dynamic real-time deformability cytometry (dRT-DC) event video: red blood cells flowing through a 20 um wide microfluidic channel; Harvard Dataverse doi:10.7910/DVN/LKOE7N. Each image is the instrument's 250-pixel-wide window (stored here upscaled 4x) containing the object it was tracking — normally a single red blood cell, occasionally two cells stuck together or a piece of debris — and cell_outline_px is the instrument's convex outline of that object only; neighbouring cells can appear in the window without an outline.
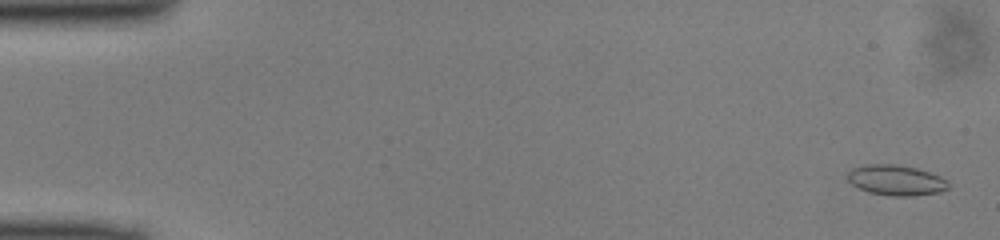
{"species": "common noctule bat (a hibernating species)", "species_latin": "Nyctalus noctula", "temperature_condition": "cold", "stored_images_in_passage": 51, "segment_of_instrument_passage": [1, 2], "camera_frame_rate_fps": 3000, "um_per_image_px": 0.085, "animal": {"sex": "male", "body_mass_g": 13.0, "forearm_length_mm": 53.1}, "frame": {"image": 1, "passage_image": 2, "time_ms": 0.333, "image_size_px": [1000, 240], "cell_outline_px": [[948, 188], [940, 192], [912, 196], [892, 196], [868, 192], [852, 184], [848, 180], [848, 172], [852, 168], [864, 164], [896, 164], [916, 168], [940, 176], [948, 180]], "centroid_in_image_um": [76.16, 15.31], "position_along_channel_um": 8.8, "area_um2": 17.86}}
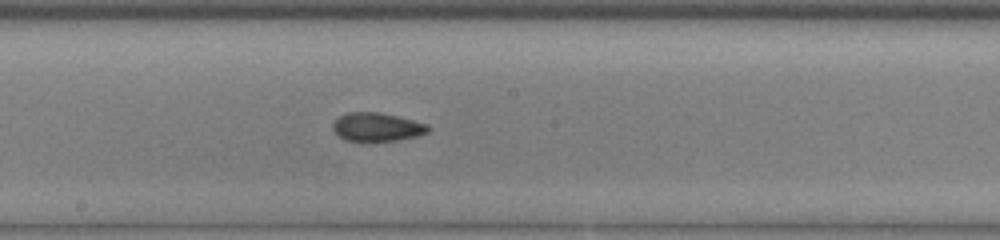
{"frame": {"image": 2, "passage_image": 27, "time_ms": 8.667, "image_size_px": [1000, 240], "cell_outline_px": [[432, 128], [428, 132], [416, 136], [396, 140], [368, 144], [360, 144], [344, 140], [336, 136], [332, 128], [332, 124], [340, 116], [348, 112], [380, 112], [428, 124]], "centroid_in_image_um": [31.98, 10.85], "position_along_channel_um": 216.2, "area_um2": 16.59}}
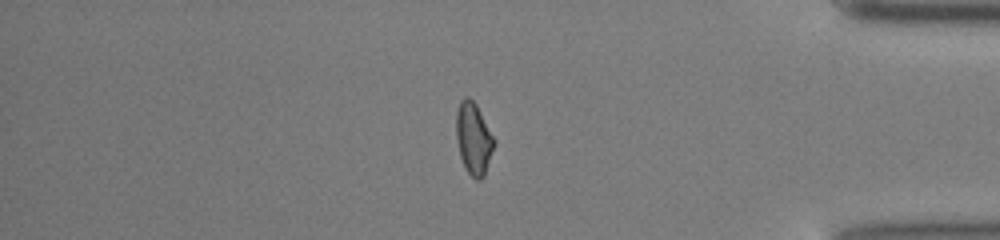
{"frame": {"image": 3, "passage_image": 42, "time_ms": 13.667, "image_size_px": [1000, 240], "cell_outline_px": [[496, 144], [484, 176], [480, 180], [476, 180], [468, 172], [460, 156], [456, 136], [456, 112], [460, 100], [464, 96], [468, 96], [476, 104], [496, 140]], "centroid_in_image_um": [40.27, 11.76], "position_along_channel_um": 394.9, "area_um2": 16.01}}